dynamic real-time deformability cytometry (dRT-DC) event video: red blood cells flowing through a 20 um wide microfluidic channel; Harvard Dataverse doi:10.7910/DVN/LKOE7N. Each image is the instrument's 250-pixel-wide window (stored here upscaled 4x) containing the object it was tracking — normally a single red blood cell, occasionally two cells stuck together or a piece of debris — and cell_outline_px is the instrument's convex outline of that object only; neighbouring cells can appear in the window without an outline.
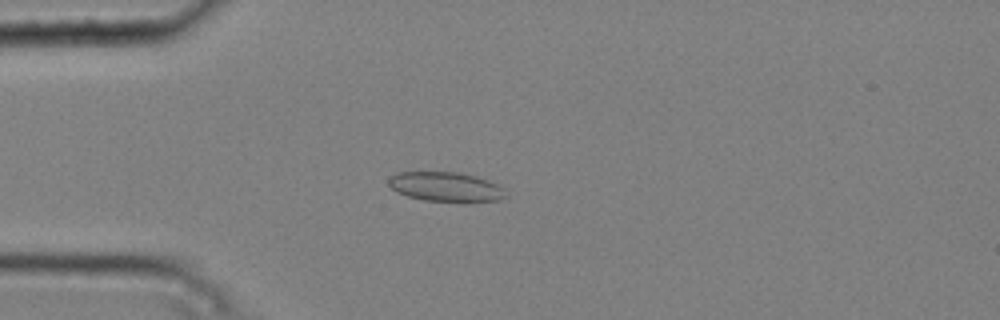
{"species": "common noctule bat (a hibernating species)", "species_latin": "Nyctalus noctula", "temperature_condition": "cold", "stored_images_in_passage": 5, "camera_frame_rate_fps": 3000, "um_per_image_px": 0.085, "animal": {"sex": "male", "body_mass_g": 20.4}, "frame": {"image": 1, "passage_image": 3, "time_ms": 0.667, "image_size_px": [1000, 320], "cell_outline_px": [[508, 196], [500, 200], [468, 204], [464, 204], [424, 200], [408, 196], [396, 192], [388, 184], [388, 176], [396, 172], [460, 172], [476, 176], [488, 180], [504, 188]], "centroid_in_image_um": [37.94, 15.91], "position_along_channel_um": 47.1, "area_um2": 21.04}}